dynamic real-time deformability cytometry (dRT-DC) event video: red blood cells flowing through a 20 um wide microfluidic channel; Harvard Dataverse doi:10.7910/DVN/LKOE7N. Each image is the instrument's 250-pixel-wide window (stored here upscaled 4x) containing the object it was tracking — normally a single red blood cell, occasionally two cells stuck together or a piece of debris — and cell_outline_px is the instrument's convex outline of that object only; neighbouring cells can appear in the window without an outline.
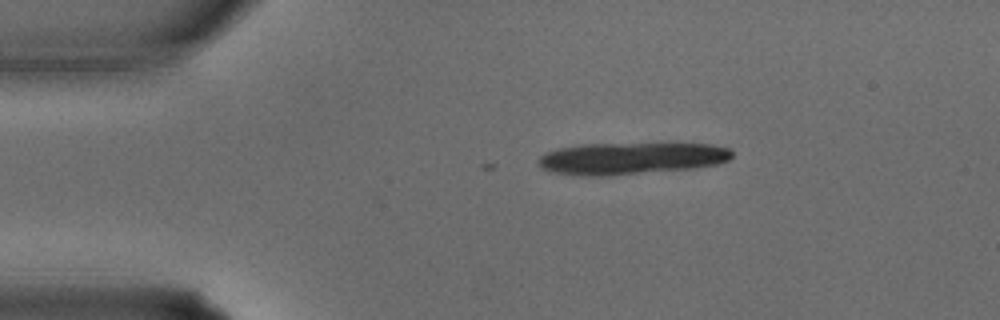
{"species": "common noctule bat (a hibernating species)", "species_latin": "Nyctalus noctula", "temperature_condition": "warm", "stored_images_in_passage": 3, "camera_frame_rate_fps": 3000, "um_per_image_px": 0.085, "animal": {"sex": "male", "body_mass_g": 15.6}, "frame": {"image": 1, "passage_image": 1, "time_ms": 0.0, "image_size_px": [1000, 320], "cell_outline_px": [[732, 156], [728, 160], [716, 164], [692, 168], [604, 176], [584, 176], [552, 172], [536, 164], [536, 160], [540, 156], [556, 148], [580, 144], [712, 144], [728, 148], [732, 152]], "centroid_in_image_um": [53.58, 13.46], "position_along_channel_um": 31.4, "area_um2": 35.84}}